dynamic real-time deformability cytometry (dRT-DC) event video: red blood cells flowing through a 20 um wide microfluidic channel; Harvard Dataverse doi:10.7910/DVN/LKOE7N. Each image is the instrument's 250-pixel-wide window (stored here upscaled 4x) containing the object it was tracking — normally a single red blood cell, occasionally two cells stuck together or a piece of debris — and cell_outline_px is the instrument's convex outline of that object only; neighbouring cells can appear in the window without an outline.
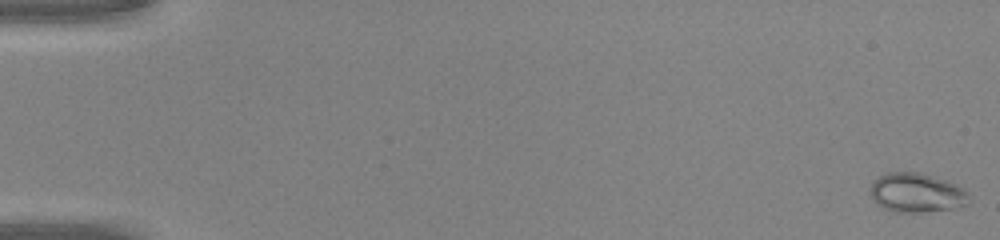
{"species": "common noctule bat (a hibernating species)", "species_latin": "Nyctalus noctula", "temperature_condition": "warm", "stored_images_in_passage": 47, "camera_frame_rate_fps": 3000, "um_per_image_px": 0.085, "animal": {"sex": "male", "body_mass_g": 20.0, "forearm_length_mm": 53.3}, "frame": {"image": 1, "passage_image": 1, "time_ms": 0.0, "image_size_px": [1000, 240], "cell_outline_px": [[968, 204], [952, 208], [920, 212], [892, 212], [876, 204], [868, 192], [868, 188], [880, 176], [888, 172], [920, 172], [944, 180], [964, 188], [968, 196]], "centroid_in_image_um": [77.85, 16.39], "position_along_channel_um": 7.1, "area_um2": 22.48}}
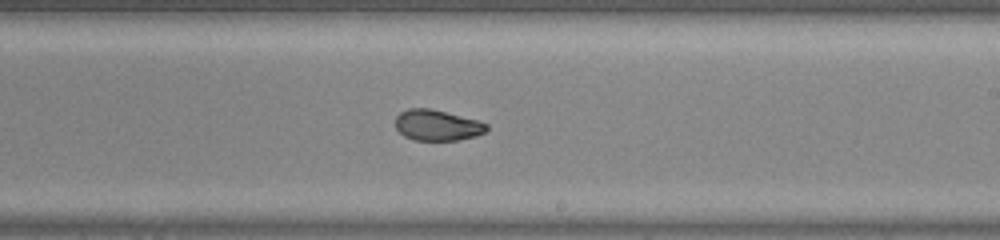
{"frame": {"image": 2, "passage_image": 29, "time_ms": 9.333, "image_size_px": [1000, 240], "cell_outline_px": [[488, 128], [484, 132], [476, 136], [456, 140], [412, 140], [404, 136], [396, 128], [396, 116], [400, 112], [408, 108], [432, 108], [480, 120], [488, 124]], "centroid_in_image_um": [37.17, 10.63], "position_along_channel_um": 251.8, "area_um2": 16.59}}
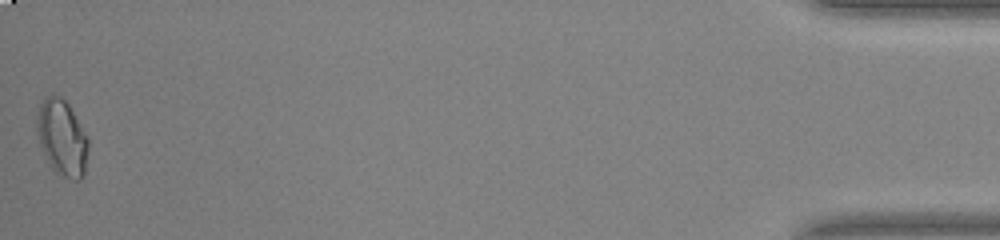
{"frame": {"image": 3, "passage_image": 47, "time_ms": 15.333, "image_size_px": [1000, 240], "cell_outline_px": [[88, 148], [84, 176], [80, 180], [72, 180], [56, 172], [52, 168], [40, 144], [36, 128], [36, 116], [40, 104], [44, 96], [60, 96], [68, 104], [88, 136]], "centroid_in_image_um": [5.28, 11.7], "position_along_channel_um": 429.9, "area_um2": 22.66}}